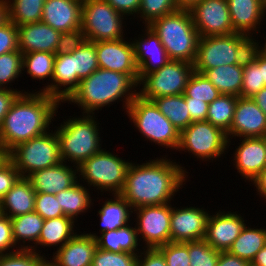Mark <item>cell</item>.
I'll list each match as a JSON object with an SVG mask.
<instances>
[{
	"label": "cell",
	"instance_id": "28",
	"mask_svg": "<svg viewBox=\"0 0 266 266\" xmlns=\"http://www.w3.org/2000/svg\"><path fill=\"white\" fill-rule=\"evenodd\" d=\"M131 224L133 223L116 230L102 232L99 236L93 232L88 234L96 238L97 248L99 249L138 255L142 251L138 248L140 238L138 237L136 227Z\"/></svg>",
	"mask_w": 266,
	"mask_h": 266
},
{
	"label": "cell",
	"instance_id": "62",
	"mask_svg": "<svg viewBox=\"0 0 266 266\" xmlns=\"http://www.w3.org/2000/svg\"><path fill=\"white\" fill-rule=\"evenodd\" d=\"M179 9L189 10L193 5L201 0H174Z\"/></svg>",
	"mask_w": 266,
	"mask_h": 266
},
{
	"label": "cell",
	"instance_id": "60",
	"mask_svg": "<svg viewBox=\"0 0 266 266\" xmlns=\"http://www.w3.org/2000/svg\"><path fill=\"white\" fill-rule=\"evenodd\" d=\"M251 266H266V244L258 251L255 258L251 262Z\"/></svg>",
	"mask_w": 266,
	"mask_h": 266
},
{
	"label": "cell",
	"instance_id": "11",
	"mask_svg": "<svg viewBox=\"0 0 266 266\" xmlns=\"http://www.w3.org/2000/svg\"><path fill=\"white\" fill-rule=\"evenodd\" d=\"M194 72V65L179 60H169L161 68L145 74L137 86V95L152 101L161 96L184 94L186 85ZM142 84V85H141Z\"/></svg>",
	"mask_w": 266,
	"mask_h": 266
},
{
	"label": "cell",
	"instance_id": "19",
	"mask_svg": "<svg viewBox=\"0 0 266 266\" xmlns=\"http://www.w3.org/2000/svg\"><path fill=\"white\" fill-rule=\"evenodd\" d=\"M241 140L235 149L233 165L237 172L248 182L266 168V147L264 137L239 138ZM243 139V140H242Z\"/></svg>",
	"mask_w": 266,
	"mask_h": 266
},
{
	"label": "cell",
	"instance_id": "1",
	"mask_svg": "<svg viewBox=\"0 0 266 266\" xmlns=\"http://www.w3.org/2000/svg\"><path fill=\"white\" fill-rule=\"evenodd\" d=\"M166 157L165 154L141 164L131 161L120 195L132 209L171 203L175 193L187 182L185 166Z\"/></svg>",
	"mask_w": 266,
	"mask_h": 266
},
{
	"label": "cell",
	"instance_id": "29",
	"mask_svg": "<svg viewBox=\"0 0 266 266\" xmlns=\"http://www.w3.org/2000/svg\"><path fill=\"white\" fill-rule=\"evenodd\" d=\"M75 223L76 222L72 218L67 216L44 220L38 243L33 245L32 250L41 255L42 251L36 249L38 245L43 246V248L51 246L54 248V246H57V250L60 249L76 233H78L74 231V227H76Z\"/></svg>",
	"mask_w": 266,
	"mask_h": 266
},
{
	"label": "cell",
	"instance_id": "13",
	"mask_svg": "<svg viewBox=\"0 0 266 266\" xmlns=\"http://www.w3.org/2000/svg\"><path fill=\"white\" fill-rule=\"evenodd\" d=\"M171 212L170 203L133 209L132 213L137 215L134 219L138 237L145 242L143 248H158L171 242Z\"/></svg>",
	"mask_w": 266,
	"mask_h": 266
},
{
	"label": "cell",
	"instance_id": "52",
	"mask_svg": "<svg viewBox=\"0 0 266 266\" xmlns=\"http://www.w3.org/2000/svg\"><path fill=\"white\" fill-rule=\"evenodd\" d=\"M16 50H19L18 28L13 22L8 20L0 26V55Z\"/></svg>",
	"mask_w": 266,
	"mask_h": 266
},
{
	"label": "cell",
	"instance_id": "12",
	"mask_svg": "<svg viewBox=\"0 0 266 266\" xmlns=\"http://www.w3.org/2000/svg\"><path fill=\"white\" fill-rule=\"evenodd\" d=\"M227 148L228 137L223 130L208 121H197L180 132L177 150L192 153L199 160L212 162L226 155Z\"/></svg>",
	"mask_w": 266,
	"mask_h": 266
},
{
	"label": "cell",
	"instance_id": "65",
	"mask_svg": "<svg viewBox=\"0 0 266 266\" xmlns=\"http://www.w3.org/2000/svg\"><path fill=\"white\" fill-rule=\"evenodd\" d=\"M260 2H261V6H262L263 11L266 14V0H260Z\"/></svg>",
	"mask_w": 266,
	"mask_h": 266
},
{
	"label": "cell",
	"instance_id": "37",
	"mask_svg": "<svg viewBox=\"0 0 266 266\" xmlns=\"http://www.w3.org/2000/svg\"><path fill=\"white\" fill-rule=\"evenodd\" d=\"M45 0H7L8 20L16 26L41 22Z\"/></svg>",
	"mask_w": 266,
	"mask_h": 266
},
{
	"label": "cell",
	"instance_id": "66",
	"mask_svg": "<svg viewBox=\"0 0 266 266\" xmlns=\"http://www.w3.org/2000/svg\"><path fill=\"white\" fill-rule=\"evenodd\" d=\"M264 141H265V147H266V135L264 136Z\"/></svg>",
	"mask_w": 266,
	"mask_h": 266
},
{
	"label": "cell",
	"instance_id": "26",
	"mask_svg": "<svg viewBox=\"0 0 266 266\" xmlns=\"http://www.w3.org/2000/svg\"><path fill=\"white\" fill-rule=\"evenodd\" d=\"M80 82L77 74L73 73L72 53L56 55L52 83L43 92L63 103L78 88Z\"/></svg>",
	"mask_w": 266,
	"mask_h": 266
},
{
	"label": "cell",
	"instance_id": "64",
	"mask_svg": "<svg viewBox=\"0 0 266 266\" xmlns=\"http://www.w3.org/2000/svg\"><path fill=\"white\" fill-rule=\"evenodd\" d=\"M261 75L266 86V58L261 55Z\"/></svg>",
	"mask_w": 266,
	"mask_h": 266
},
{
	"label": "cell",
	"instance_id": "33",
	"mask_svg": "<svg viewBox=\"0 0 266 266\" xmlns=\"http://www.w3.org/2000/svg\"><path fill=\"white\" fill-rule=\"evenodd\" d=\"M10 219L12 222L13 238L16 245L20 249H32L33 244L36 245L38 243L44 219L35 211Z\"/></svg>",
	"mask_w": 266,
	"mask_h": 266
},
{
	"label": "cell",
	"instance_id": "41",
	"mask_svg": "<svg viewBox=\"0 0 266 266\" xmlns=\"http://www.w3.org/2000/svg\"><path fill=\"white\" fill-rule=\"evenodd\" d=\"M220 95L215 86L205 77L204 74L194 71L191 75L184 92L185 97L193 100L212 103Z\"/></svg>",
	"mask_w": 266,
	"mask_h": 266
},
{
	"label": "cell",
	"instance_id": "24",
	"mask_svg": "<svg viewBox=\"0 0 266 266\" xmlns=\"http://www.w3.org/2000/svg\"><path fill=\"white\" fill-rule=\"evenodd\" d=\"M18 49L24 53L49 52L55 53L61 32L43 22L17 26Z\"/></svg>",
	"mask_w": 266,
	"mask_h": 266
},
{
	"label": "cell",
	"instance_id": "38",
	"mask_svg": "<svg viewBox=\"0 0 266 266\" xmlns=\"http://www.w3.org/2000/svg\"><path fill=\"white\" fill-rule=\"evenodd\" d=\"M238 97L220 94L217 99L208 105L207 120L227 133L232 125L234 110Z\"/></svg>",
	"mask_w": 266,
	"mask_h": 266
},
{
	"label": "cell",
	"instance_id": "35",
	"mask_svg": "<svg viewBox=\"0 0 266 266\" xmlns=\"http://www.w3.org/2000/svg\"><path fill=\"white\" fill-rule=\"evenodd\" d=\"M152 101L179 132L192 123L184 94L161 96Z\"/></svg>",
	"mask_w": 266,
	"mask_h": 266
},
{
	"label": "cell",
	"instance_id": "36",
	"mask_svg": "<svg viewBox=\"0 0 266 266\" xmlns=\"http://www.w3.org/2000/svg\"><path fill=\"white\" fill-rule=\"evenodd\" d=\"M55 56L54 53L43 51L23 54L22 71L27 72V74L34 80L43 81L48 78V85L44 86L45 88H40L39 92H43L46 87H49V81L52 83Z\"/></svg>",
	"mask_w": 266,
	"mask_h": 266
},
{
	"label": "cell",
	"instance_id": "8",
	"mask_svg": "<svg viewBox=\"0 0 266 266\" xmlns=\"http://www.w3.org/2000/svg\"><path fill=\"white\" fill-rule=\"evenodd\" d=\"M126 114L145 140L148 139L159 147L177 151L180 132L160 112L153 101L142 99L137 95L129 104Z\"/></svg>",
	"mask_w": 266,
	"mask_h": 266
},
{
	"label": "cell",
	"instance_id": "50",
	"mask_svg": "<svg viewBox=\"0 0 266 266\" xmlns=\"http://www.w3.org/2000/svg\"><path fill=\"white\" fill-rule=\"evenodd\" d=\"M86 38L81 28L71 31L61 33L60 39L55 50V55L69 54L77 50Z\"/></svg>",
	"mask_w": 266,
	"mask_h": 266
},
{
	"label": "cell",
	"instance_id": "5",
	"mask_svg": "<svg viewBox=\"0 0 266 266\" xmlns=\"http://www.w3.org/2000/svg\"><path fill=\"white\" fill-rule=\"evenodd\" d=\"M69 117L55 130L60 143V156L62 162H71V164L79 166L102 150L100 123L94 114Z\"/></svg>",
	"mask_w": 266,
	"mask_h": 266
},
{
	"label": "cell",
	"instance_id": "17",
	"mask_svg": "<svg viewBox=\"0 0 266 266\" xmlns=\"http://www.w3.org/2000/svg\"><path fill=\"white\" fill-rule=\"evenodd\" d=\"M228 148L234 137L250 138L266 135V115L251 97H238L229 131ZM231 138V139H230Z\"/></svg>",
	"mask_w": 266,
	"mask_h": 266
},
{
	"label": "cell",
	"instance_id": "57",
	"mask_svg": "<svg viewBox=\"0 0 266 266\" xmlns=\"http://www.w3.org/2000/svg\"><path fill=\"white\" fill-rule=\"evenodd\" d=\"M216 266H251V264L228 251H220Z\"/></svg>",
	"mask_w": 266,
	"mask_h": 266
},
{
	"label": "cell",
	"instance_id": "45",
	"mask_svg": "<svg viewBox=\"0 0 266 266\" xmlns=\"http://www.w3.org/2000/svg\"><path fill=\"white\" fill-rule=\"evenodd\" d=\"M43 254L40 255L32 249H20L0 255V266H46L47 257Z\"/></svg>",
	"mask_w": 266,
	"mask_h": 266
},
{
	"label": "cell",
	"instance_id": "51",
	"mask_svg": "<svg viewBox=\"0 0 266 266\" xmlns=\"http://www.w3.org/2000/svg\"><path fill=\"white\" fill-rule=\"evenodd\" d=\"M18 250L20 248L16 245L13 238L11 219L0 213V255L9 254Z\"/></svg>",
	"mask_w": 266,
	"mask_h": 266
},
{
	"label": "cell",
	"instance_id": "48",
	"mask_svg": "<svg viewBox=\"0 0 266 266\" xmlns=\"http://www.w3.org/2000/svg\"><path fill=\"white\" fill-rule=\"evenodd\" d=\"M34 211L44 220L65 216L56 196L47 193H36Z\"/></svg>",
	"mask_w": 266,
	"mask_h": 266
},
{
	"label": "cell",
	"instance_id": "3",
	"mask_svg": "<svg viewBox=\"0 0 266 266\" xmlns=\"http://www.w3.org/2000/svg\"><path fill=\"white\" fill-rule=\"evenodd\" d=\"M137 87L127 74L99 68L82 79L64 103L78 105L82 114H96L95 110L101 111L103 107L121 100L123 110L127 111L129 104L137 96Z\"/></svg>",
	"mask_w": 266,
	"mask_h": 266
},
{
	"label": "cell",
	"instance_id": "61",
	"mask_svg": "<svg viewBox=\"0 0 266 266\" xmlns=\"http://www.w3.org/2000/svg\"><path fill=\"white\" fill-rule=\"evenodd\" d=\"M8 21L7 0H0V26Z\"/></svg>",
	"mask_w": 266,
	"mask_h": 266
},
{
	"label": "cell",
	"instance_id": "21",
	"mask_svg": "<svg viewBox=\"0 0 266 266\" xmlns=\"http://www.w3.org/2000/svg\"><path fill=\"white\" fill-rule=\"evenodd\" d=\"M97 249L96 238L85 231L75 234L60 249L53 252V257L47 259L48 266H91Z\"/></svg>",
	"mask_w": 266,
	"mask_h": 266
},
{
	"label": "cell",
	"instance_id": "32",
	"mask_svg": "<svg viewBox=\"0 0 266 266\" xmlns=\"http://www.w3.org/2000/svg\"><path fill=\"white\" fill-rule=\"evenodd\" d=\"M86 184H80L78 180L73 186L68 189L62 190L60 193L55 194L60 207L65 216L72 218L75 222L79 218L78 215L88 212V208L93 206L90 189ZM88 188V189H87Z\"/></svg>",
	"mask_w": 266,
	"mask_h": 266
},
{
	"label": "cell",
	"instance_id": "44",
	"mask_svg": "<svg viewBox=\"0 0 266 266\" xmlns=\"http://www.w3.org/2000/svg\"><path fill=\"white\" fill-rule=\"evenodd\" d=\"M188 252L190 266H216L220 253L204 239L189 241Z\"/></svg>",
	"mask_w": 266,
	"mask_h": 266
},
{
	"label": "cell",
	"instance_id": "53",
	"mask_svg": "<svg viewBox=\"0 0 266 266\" xmlns=\"http://www.w3.org/2000/svg\"><path fill=\"white\" fill-rule=\"evenodd\" d=\"M138 254V266H167L165 257L158 248H142Z\"/></svg>",
	"mask_w": 266,
	"mask_h": 266
},
{
	"label": "cell",
	"instance_id": "59",
	"mask_svg": "<svg viewBox=\"0 0 266 266\" xmlns=\"http://www.w3.org/2000/svg\"><path fill=\"white\" fill-rule=\"evenodd\" d=\"M251 98L266 115V86Z\"/></svg>",
	"mask_w": 266,
	"mask_h": 266
},
{
	"label": "cell",
	"instance_id": "9",
	"mask_svg": "<svg viewBox=\"0 0 266 266\" xmlns=\"http://www.w3.org/2000/svg\"><path fill=\"white\" fill-rule=\"evenodd\" d=\"M16 167L21 177L50 168L62 162L60 143L56 131L50 130L12 148L5 155Z\"/></svg>",
	"mask_w": 266,
	"mask_h": 266
},
{
	"label": "cell",
	"instance_id": "14",
	"mask_svg": "<svg viewBox=\"0 0 266 266\" xmlns=\"http://www.w3.org/2000/svg\"><path fill=\"white\" fill-rule=\"evenodd\" d=\"M189 12L200 37L234 34L227 0H201Z\"/></svg>",
	"mask_w": 266,
	"mask_h": 266
},
{
	"label": "cell",
	"instance_id": "22",
	"mask_svg": "<svg viewBox=\"0 0 266 266\" xmlns=\"http://www.w3.org/2000/svg\"><path fill=\"white\" fill-rule=\"evenodd\" d=\"M83 0H45L41 22L64 33L81 28Z\"/></svg>",
	"mask_w": 266,
	"mask_h": 266
},
{
	"label": "cell",
	"instance_id": "39",
	"mask_svg": "<svg viewBox=\"0 0 266 266\" xmlns=\"http://www.w3.org/2000/svg\"><path fill=\"white\" fill-rule=\"evenodd\" d=\"M264 87L261 75V54L252 47L243 64L241 97H252Z\"/></svg>",
	"mask_w": 266,
	"mask_h": 266
},
{
	"label": "cell",
	"instance_id": "42",
	"mask_svg": "<svg viewBox=\"0 0 266 266\" xmlns=\"http://www.w3.org/2000/svg\"><path fill=\"white\" fill-rule=\"evenodd\" d=\"M22 61L23 54L20 50L0 55V89H12L11 83L23 74Z\"/></svg>",
	"mask_w": 266,
	"mask_h": 266
},
{
	"label": "cell",
	"instance_id": "40",
	"mask_svg": "<svg viewBox=\"0 0 266 266\" xmlns=\"http://www.w3.org/2000/svg\"><path fill=\"white\" fill-rule=\"evenodd\" d=\"M72 66L73 73H76L80 80L99 69L96 46L93 41L85 40L77 50L72 52Z\"/></svg>",
	"mask_w": 266,
	"mask_h": 266
},
{
	"label": "cell",
	"instance_id": "63",
	"mask_svg": "<svg viewBox=\"0 0 266 266\" xmlns=\"http://www.w3.org/2000/svg\"><path fill=\"white\" fill-rule=\"evenodd\" d=\"M266 41V37L263 36ZM253 39V47L263 56L266 58V42L262 45L260 44L262 41ZM260 44V46H259ZM262 45V46H261Z\"/></svg>",
	"mask_w": 266,
	"mask_h": 266
},
{
	"label": "cell",
	"instance_id": "54",
	"mask_svg": "<svg viewBox=\"0 0 266 266\" xmlns=\"http://www.w3.org/2000/svg\"><path fill=\"white\" fill-rule=\"evenodd\" d=\"M185 100L192 122L207 120L209 105L207 102L193 100L191 97H185Z\"/></svg>",
	"mask_w": 266,
	"mask_h": 266
},
{
	"label": "cell",
	"instance_id": "4",
	"mask_svg": "<svg viewBox=\"0 0 266 266\" xmlns=\"http://www.w3.org/2000/svg\"><path fill=\"white\" fill-rule=\"evenodd\" d=\"M148 27L159 37L170 60L194 64L200 35L189 10L178 9L155 19Z\"/></svg>",
	"mask_w": 266,
	"mask_h": 266
},
{
	"label": "cell",
	"instance_id": "58",
	"mask_svg": "<svg viewBox=\"0 0 266 266\" xmlns=\"http://www.w3.org/2000/svg\"><path fill=\"white\" fill-rule=\"evenodd\" d=\"M257 191V195L266 199V168L252 182ZM266 201V200H265Z\"/></svg>",
	"mask_w": 266,
	"mask_h": 266
},
{
	"label": "cell",
	"instance_id": "20",
	"mask_svg": "<svg viewBox=\"0 0 266 266\" xmlns=\"http://www.w3.org/2000/svg\"><path fill=\"white\" fill-rule=\"evenodd\" d=\"M142 32L144 34H139L140 37L138 35L137 39L134 38V41L132 40L136 65L139 71V80L145 74L161 68L170 60L155 32L145 25Z\"/></svg>",
	"mask_w": 266,
	"mask_h": 266
},
{
	"label": "cell",
	"instance_id": "10",
	"mask_svg": "<svg viewBox=\"0 0 266 266\" xmlns=\"http://www.w3.org/2000/svg\"><path fill=\"white\" fill-rule=\"evenodd\" d=\"M122 14L105 0H83L81 30L86 40L98 42L118 40L125 34L126 23Z\"/></svg>",
	"mask_w": 266,
	"mask_h": 266
},
{
	"label": "cell",
	"instance_id": "18",
	"mask_svg": "<svg viewBox=\"0 0 266 266\" xmlns=\"http://www.w3.org/2000/svg\"><path fill=\"white\" fill-rule=\"evenodd\" d=\"M247 220L238 212H225L219 210L210 214L207 221L206 235L204 240L215 250L228 251L233 242L240 235Z\"/></svg>",
	"mask_w": 266,
	"mask_h": 266
},
{
	"label": "cell",
	"instance_id": "55",
	"mask_svg": "<svg viewBox=\"0 0 266 266\" xmlns=\"http://www.w3.org/2000/svg\"><path fill=\"white\" fill-rule=\"evenodd\" d=\"M125 17L138 15L141 0H105Z\"/></svg>",
	"mask_w": 266,
	"mask_h": 266
},
{
	"label": "cell",
	"instance_id": "6",
	"mask_svg": "<svg viewBox=\"0 0 266 266\" xmlns=\"http://www.w3.org/2000/svg\"><path fill=\"white\" fill-rule=\"evenodd\" d=\"M253 47V39L241 33L200 37L194 71L204 73L222 65L244 64Z\"/></svg>",
	"mask_w": 266,
	"mask_h": 266
},
{
	"label": "cell",
	"instance_id": "16",
	"mask_svg": "<svg viewBox=\"0 0 266 266\" xmlns=\"http://www.w3.org/2000/svg\"><path fill=\"white\" fill-rule=\"evenodd\" d=\"M172 207L170 217L171 242H189L204 239L210 211L203 207Z\"/></svg>",
	"mask_w": 266,
	"mask_h": 266
},
{
	"label": "cell",
	"instance_id": "27",
	"mask_svg": "<svg viewBox=\"0 0 266 266\" xmlns=\"http://www.w3.org/2000/svg\"><path fill=\"white\" fill-rule=\"evenodd\" d=\"M36 192L27 177H20L0 200V213L13 218L34 211Z\"/></svg>",
	"mask_w": 266,
	"mask_h": 266
},
{
	"label": "cell",
	"instance_id": "56",
	"mask_svg": "<svg viewBox=\"0 0 266 266\" xmlns=\"http://www.w3.org/2000/svg\"><path fill=\"white\" fill-rule=\"evenodd\" d=\"M16 89H0V126L4 120L5 115L8 113L12 102L20 94L26 93L24 90ZM24 91V92H23Z\"/></svg>",
	"mask_w": 266,
	"mask_h": 266
},
{
	"label": "cell",
	"instance_id": "7",
	"mask_svg": "<svg viewBox=\"0 0 266 266\" xmlns=\"http://www.w3.org/2000/svg\"><path fill=\"white\" fill-rule=\"evenodd\" d=\"M131 162L102 148L78 166V178L96 191L120 194ZM81 176V178H80ZM84 179V180H83ZM85 181V182H84ZM90 185V186H89Z\"/></svg>",
	"mask_w": 266,
	"mask_h": 266
},
{
	"label": "cell",
	"instance_id": "2",
	"mask_svg": "<svg viewBox=\"0 0 266 266\" xmlns=\"http://www.w3.org/2000/svg\"><path fill=\"white\" fill-rule=\"evenodd\" d=\"M32 91L18 95L4 117L0 126L3 155L18 144L47 133L57 116L61 103L44 92Z\"/></svg>",
	"mask_w": 266,
	"mask_h": 266
},
{
	"label": "cell",
	"instance_id": "30",
	"mask_svg": "<svg viewBox=\"0 0 266 266\" xmlns=\"http://www.w3.org/2000/svg\"><path fill=\"white\" fill-rule=\"evenodd\" d=\"M113 198H107L103 202L102 208L98 210L101 225L100 234L105 231L116 230L122 228L132 221L130 216L133 217L130 204L120 195L112 194Z\"/></svg>",
	"mask_w": 266,
	"mask_h": 266
},
{
	"label": "cell",
	"instance_id": "15",
	"mask_svg": "<svg viewBox=\"0 0 266 266\" xmlns=\"http://www.w3.org/2000/svg\"><path fill=\"white\" fill-rule=\"evenodd\" d=\"M125 39L94 42L98 65L102 69L127 74L138 85L139 71L135 60L134 45L132 38Z\"/></svg>",
	"mask_w": 266,
	"mask_h": 266
},
{
	"label": "cell",
	"instance_id": "31",
	"mask_svg": "<svg viewBox=\"0 0 266 266\" xmlns=\"http://www.w3.org/2000/svg\"><path fill=\"white\" fill-rule=\"evenodd\" d=\"M203 74L220 94L241 97L243 64L222 65L206 70Z\"/></svg>",
	"mask_w": 266,
	"mask_h": 266
},
{
	"label": "cell",
	"instance_id": "25",
	"mask_svg": "<svg viewBox=\"0 0 266 266\" xmlns=\"http://www.w3.org/2000/svg\"><path fill=\"white\" fill-rule=\"evenodd\" d=\"M227 2L235 33L247 35L252 39L255 37L253 33L255 35L261 33L259 28L262 25L261 21H266V19L264 20L266 14L260 0H227Z\"/></svg>",
	"mask_w": 266,
	"mask_h": 266
},
{
	"label": "cell",
	"instance_id": "49",
	"mask_svg": "<svg viewBox=\"0 0 266 266\" xmlns=\"http://www.w3.org/2000/svg\"><path fill=\"white\" fill-rule=\"evenodd\" d=\"M21 177L13 163L3 155L0 158V200Z\"/></svg>",
	"mask_w": 266,
	"mask_h": 266
},
{
	"label": "cell",
	"instance_id": "34",
	"mask_svg": "<svg viewBox=\"0 0 266 266\" xmlns=\"http://www.w3.org/2000/svg\"><path fill=\"white\" fill-rule=\"evenodd\" d=\"M266 244V228H252L246 224L228 252L250 264L259 250Z\"/></svg>",
	"mask_w": 266,
	"mask_h": 266
},
{
	"label": "cell",
	"instance_id": "47",
	"mask_svg": "<svg viewBox=\"0 0 266 266\" xmlns=\"http://www.w3.org/2000/svg\"><path fill=\"white\" fill-rule=\"evenodd\" d=\"M158 249L165 257L167 266H190L188 242H169Z\"/></svg>",
	"mask_w": 266,
	"mask_h": 266
},
{
	"label": "cell",
	"instance_id": "23",
	"mask_svg": "<svg viewBox=\"0 0 266 266\" xmlns=\"http://www.w3.org/2000/svg\"><path fill=\"white\" fill-rule=\"evenodd\" d=\"M74 167V169L72 168ZM78 166L61 162L56 166L31 173L27 178L36 193L57 194L78 181Z\"/></svg>",
	"mask_w": 266,
	"mask_h": 266
},
{
	"label": "cell",
	"instance_id": "43",
	"mask_svg": "<svg viewBox=\"0 0 266 266\" xmlns=\"http://www.w3.org/2000/svg\"><path fill=\"white\" fill-rule=\"evenodd\" d=\"M174 0H141L140 8L136 18L143 19L145 26L150 25L155 19L178 10Z\"/></svg>",
	"mask_w": 266,
	"mask_h": 266
},
{
	"label": "cell",
	"instance_id": "46",
	"mask_svg": "<svg viewBox=\"0 0 266 266\" xmlns=\"http://www.w3.org/2000/svg\"><path fill=\"white\" fill-rule=\"evenodd\" d=\"M91 266H138V255L97 248Z\"/></svg>",
	"mask_w": 266,
	"mask_h": 266
}]
</instances>
